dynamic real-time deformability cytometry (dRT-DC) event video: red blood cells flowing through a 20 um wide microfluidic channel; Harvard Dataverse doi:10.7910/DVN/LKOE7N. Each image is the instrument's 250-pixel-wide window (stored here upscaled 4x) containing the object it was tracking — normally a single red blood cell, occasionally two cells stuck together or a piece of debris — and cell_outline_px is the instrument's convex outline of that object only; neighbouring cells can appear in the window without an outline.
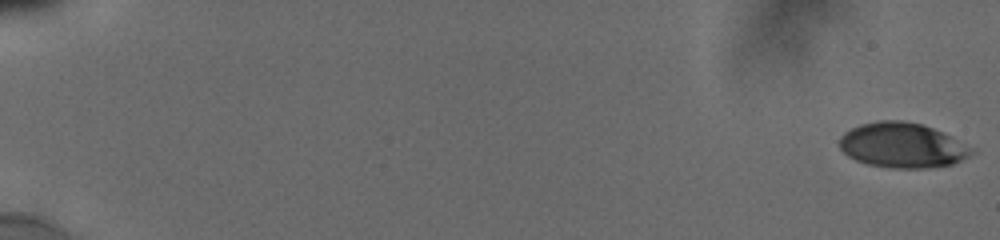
{"species": "human", "species_latin": "Homo sapiens", "temperature_condition": "cold", "stored_images_in_passage": 45, "camera_frame_rate_fps": 3000, "um_per_image_px": 0.085, "donor": {"sex": "male"}, "frame": {"image": 1, "passage_image": 1, "time_ms": 0.0, "image_size_px": [1000, 240], "cell_outline_px": [[976, 152], [952, 164], [932, 168], [888, 168], [868, 164], [856, 160], [848, 156], [840, 148], [840, 136], [844, 132], [860, 124], [880, 120], [900, 120], [920, 124], [932, 128], [976, 148]], "centroid_in_image_um": [76.71, 12.36], "position_along_channel_um": 8.3, "area_um2": 34.68}}
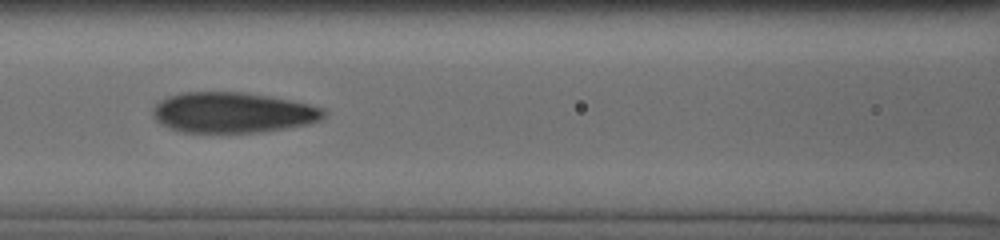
{"frame": {"image": 2, "passage_image": 23, "time_ms": 9.0, "image_size_px": [1000, 240], "cell_outline_px": [[328, 112], [320, 120], [308, 124], [260, 132], [184, 132], [160, 124], [152, 116], [152, 108], [160, 100], [168, 96], [180, 92], [244, 92], [268, 96], [308, 104], [324, 108]], "centroid_in_image_um": [19.76, 9.56], "position_along_channel_um": 146.8, "area_um2": 40.29}}
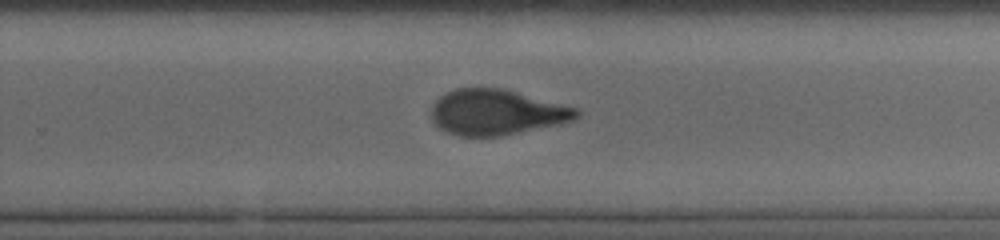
{"frame": {"image": 3, "passage_image": 42, "time_ms": 12.667, "image_size_px": [1000, 240], "cell_outline_px": [[580, 116], [576, 120], [560, 124], [500, 136], [460, 136], [444, 132], [432, 120], [432, 104], [440, 96], [456, 88], [500, 88], [576, 108], [580, 112]], "centroid_in_image_um": [42.19, 9.56], "position_along_channel_um": 287.6, "area_um2": 38.21}}